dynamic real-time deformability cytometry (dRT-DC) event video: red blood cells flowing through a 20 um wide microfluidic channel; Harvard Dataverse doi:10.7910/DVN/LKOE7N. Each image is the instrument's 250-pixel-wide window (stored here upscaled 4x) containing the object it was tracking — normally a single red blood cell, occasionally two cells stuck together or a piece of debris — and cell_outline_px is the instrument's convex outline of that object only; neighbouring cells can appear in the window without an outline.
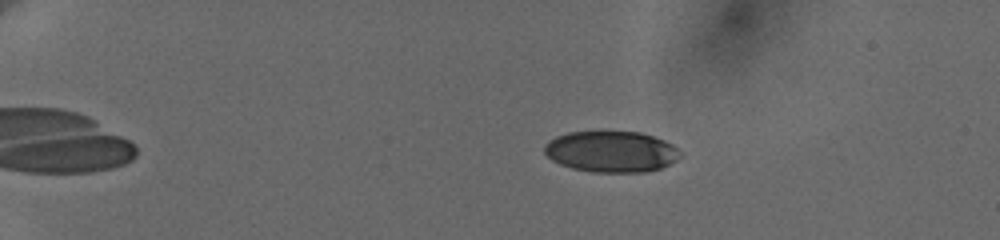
{"species": "human", "species_latin": "Homo sapiens", "temperature_condition": "cold", "stored_images_in_passage": 59, "camera_frame_rate_fps": 3000, "um_per_image_px": 0.085, "donor": {"sex": "female"}, "frame": {"image": 1, "passage_image": 13, "time_ms": 4.0, "image_size_px": [1000, 240], "cell_outline_px": [[680, 156], [676, 160], [660, 168], [644, 172], [592, 172], [572, 168], [560, 164], [552, 160], [544, 152], [544, 144], [548, 140], [556, 136], [568, 132], [640, 132], [664, 140], [672, 144], [680, 152]], "centroid_in_image_um": [51.92, 12.89], "position_along_channel_um": 33.1, "area_um2": 32.43}}
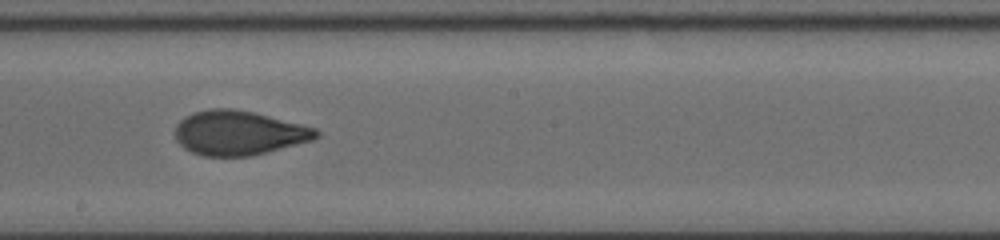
{"frame": {"image": 2, "passage_image": 37, "time_ms": 12.0, "image_size_px": [1000, 240], "cell_outline_px": [[320, 136], [312, 140], [252, 156], [204, 156], [192, 152], [184, 148], [176, 140], [176, 124], [184, 116], [192, 112], [212, 108], [232, 108], [252, 112], [316, 128], [320, 132]], "centroid_in_image_um": [20.27, 11.29], "position_along_channel_um": 227.9, "area_um2": 36.41}}
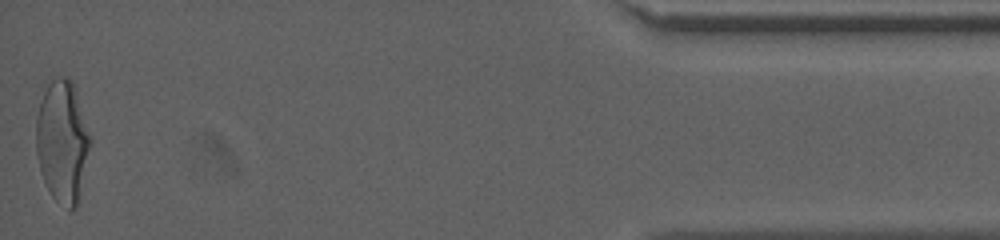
{"frame": {"image": 3, "passage_image": 59, "time_ms": 19.333, "image_size_px": [1000, 240], "cell_outline_px": [[92, 140], [76, 208], [68, 212], [52, 196], [40, 172], [36, 152], [36, 116], [44, 80], [60, 76], [68, 76], [72, 80], [92, 136]], "centroid_in_image_um": [5.29, 11.94], "position_along_channel_um": 429.9, "area_um2": 39.54}, "authors_computed_cell_mechanics": {"area_um2": 36.0094, "velocity_mm_per_s": 3.6624, "shape_relaxation_time_tau1_ms": 5.7758, "shape_relaxation_time_tau2_ms": 0.8901, "deformation_change_tau1": 0.1881, "deformation_change_tau2": 0.0652}}